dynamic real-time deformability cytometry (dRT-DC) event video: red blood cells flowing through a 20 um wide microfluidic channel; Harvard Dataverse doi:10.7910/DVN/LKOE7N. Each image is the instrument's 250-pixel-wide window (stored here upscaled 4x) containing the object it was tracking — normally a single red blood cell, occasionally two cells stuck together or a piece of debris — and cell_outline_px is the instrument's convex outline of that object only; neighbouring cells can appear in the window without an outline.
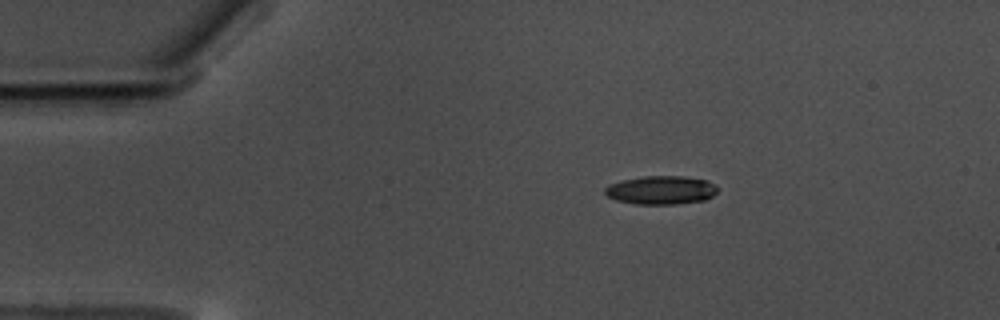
{"species": "common noctule bat (a hibernating species)", "species_latin": "Nyctalus noctula", "temperature_condition": "warm", "stored_images_in_passage": 49, "camera_frame_rate_fps": 3000, "um_per_image_px": 0.085, "animal": {"sex": "male", "body_mass_g": 17.5, "forearm_length_mm": 52.3}, "frame": {"image": 1, "passage_image": 1, "time_ms": 0.0, "image_size_px": [1000, 320], "cell_outline_px": [[720, 188], [712, 196], [704, 200], [676, 204], [636, 204], [616, 200], [608, 196], [604, 192], [604, 188], [608, 184], [624, 180], [644, 176], [680, 176], [708, 180], [716, 184]], "centroid_in_image_um": [56.21, 16.15], "position_along_channel_um": 28.8, "area_um2": 18.79}}
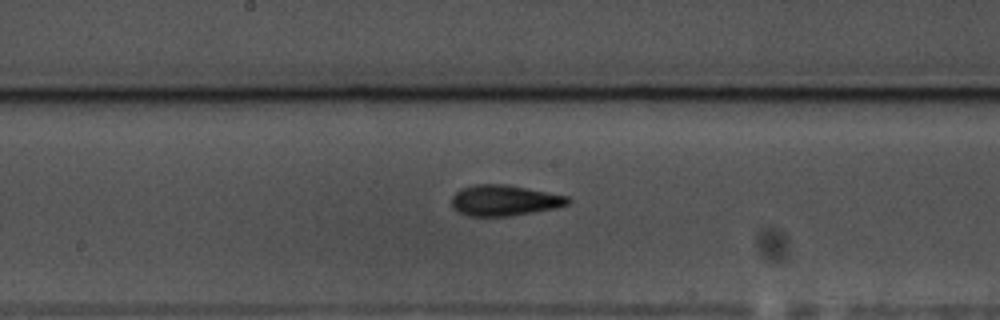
{"frame": {"image": 2, "passage_image": 21, "time_ms": 6.667, "image_size_px": [1000, 320], "cell_outline_px": [[572, 200], [568, 204], [560, 208], [508, 216], [468, 216], [452, 208], [452, 196], [460, 188], [476, 184], [504, 184], [568, 196]], "centroid_in_image_um": [42.88, 17.04], "position_along_channel_um": 205.3, "area_um2": 20.92}}
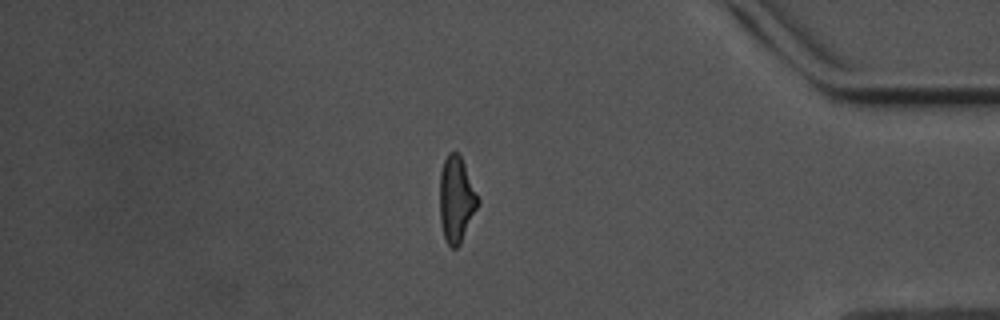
{"frame": {"image": 3, "passage_image": 40, "time_ms": 13.0, "image_size_px": [1000, 320], "cell_outline_px": [[480, 200], [460, 244], [456, 248], [452, 248], [448, 244], [444, 236], [440, 220], [440, 172], [444, 160], [448, 152], [456, 152], [460, 156], [464, 164]], "centroid_in_image_um": [38.77, 16.94], "position_along_channel_um": 396.4, "area_um2": 18.79}, "authors_computed_cell_mechanics": {"area_um2": 19.1896, "velocity_mm_per_s": 3.521, "shape_relaxation_time_tau1_ms": 4.383, "shape_relaxation_time_tau2_ms": 3.2008, "deformation_change_tau1": 0.1663, "deformation_change_tau2": 0.1305}}